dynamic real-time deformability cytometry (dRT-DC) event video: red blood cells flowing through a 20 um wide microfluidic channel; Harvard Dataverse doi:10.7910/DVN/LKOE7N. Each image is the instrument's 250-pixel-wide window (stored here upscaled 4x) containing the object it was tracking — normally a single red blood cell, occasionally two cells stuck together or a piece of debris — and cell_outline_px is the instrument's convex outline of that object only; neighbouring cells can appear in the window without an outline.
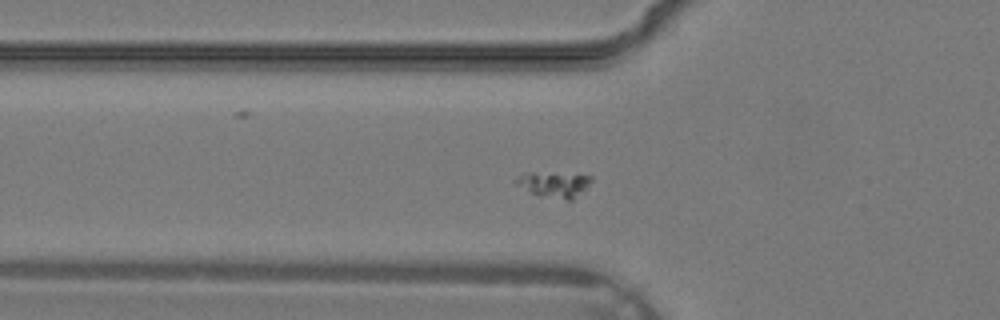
{"species": "common noctule bat (a hibernating species)", "species_latin": "Nyctalus noctula", "temperature_condition": "warm", "stored_images_in_passage": 34, "camera_frame_rate_fps": 3000, "um_per_image_px": 0.085, "animal": {"sex": "male", "body_mass_g": 19.2, "forearm_length_mm": 51.8}, "frame": {"image": 1, "passage_image": 10, "time_ms": 3.0, "image_size_px": [1000, 320], "cell_outline_px": [[592, 180], [572, 200], [568, 200], [540, 196], [528, 192], [516, 184], [512, 180], [516, 176], [524, 172], [552, 172], [592, 176]], "centroid_in_image_um": [46.99, 15.65], "position_along_channel_um": 78.8, "area_um2": 11.39}}
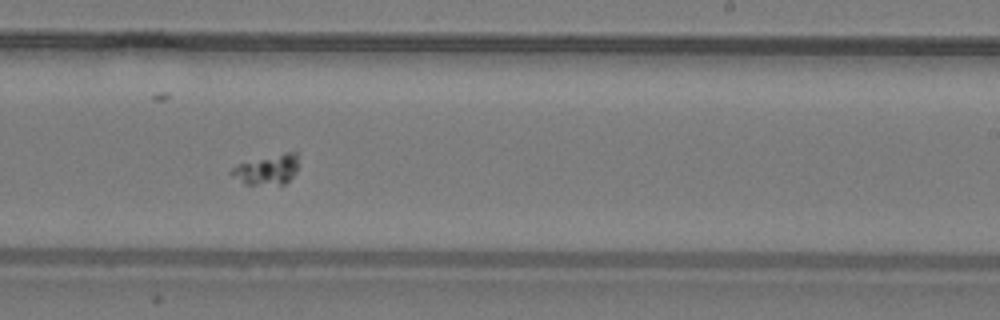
{"frame": {"image": 2, "passage_image": 20, "time_ms": 6.333, "image_size_px": [1000, 320], "cell_outline_px": [[296, 172], [284, 184], [244, 184], [228, 172], [232, 168], [240, 164], [284, 152], [296, 152]], "centroid_in_image_um": [22.69, 14.42], "position_along_channel_um": 266.3, "area_um2": 11.27}}
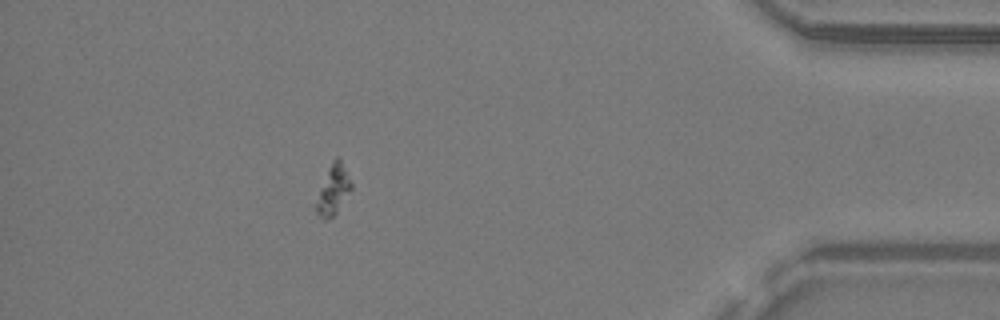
{"frame": {"image": 3, "passage_image": 30, "time_ms": 9.667, "image_size_px": [1000, 320], "cell_outline_px": [[352, 188], [336, 212], [328, 220], [324, 220], [316, 212], [312, 204], [328, 168], [332, 160], [336, 156], [340, 160], [352, 184]], "centroid_in_image_um": [28.25, 16.17], "position_along_channel_um": 407.0, "area_um2": 10.17}}